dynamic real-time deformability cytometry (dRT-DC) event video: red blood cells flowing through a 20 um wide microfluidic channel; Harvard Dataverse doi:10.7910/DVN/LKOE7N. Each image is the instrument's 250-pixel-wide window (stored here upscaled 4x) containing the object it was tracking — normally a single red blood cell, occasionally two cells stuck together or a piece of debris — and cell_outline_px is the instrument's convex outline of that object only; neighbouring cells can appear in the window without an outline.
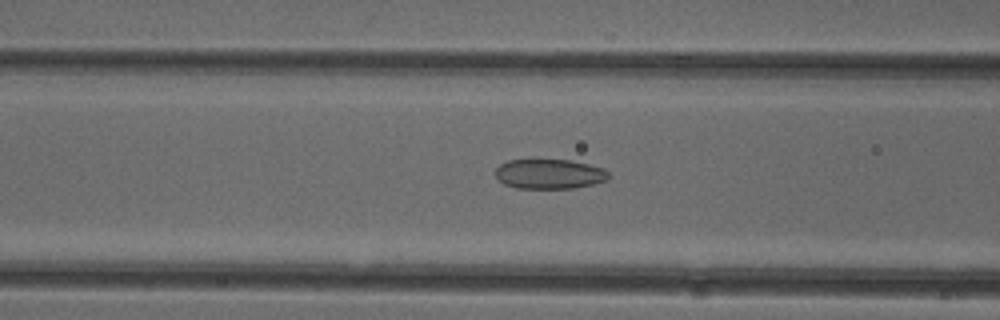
{"species": "common noctule bat (a hibernating species)", "species_latin": "Nyctalus noctula", "temperature_condition": "cold", "stored_images_in_passage": 50, "camera_frame_rate_fps": 3000, "um_per_image_px": 0.085, "animal": {"sex": "female"}, "frame": {"image": 1, "passage_image": 19, "time_ms": 6.0, "image_size_px": [1000, 320], "cell_outline_px": [[608, 180], [592, 184], [572, 188], [516, 188], [504, 184], [496, 176], [496, 168], [500, 164], [508, 160], [572, 160], [604, 168], [608, 172]], "centroid_in_image_um": [46.7, 14.78], "position_along_channel_um": 119.9, "area_um2": 19.54}}
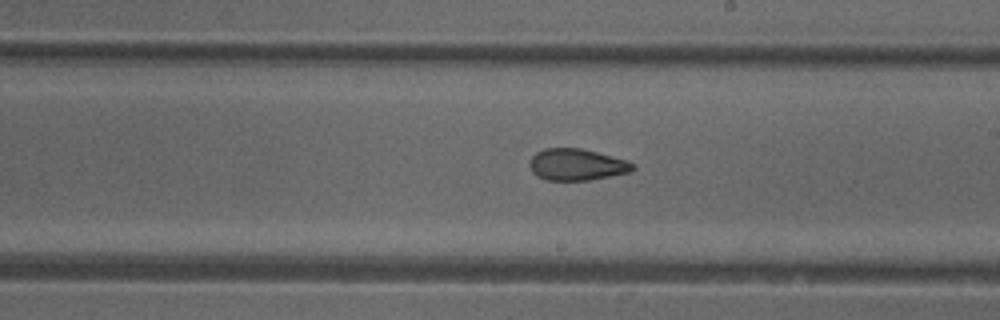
{"frame": {"image": 2, "passage_image": 28, "time_ms": 9.0, "image_size_px": [1000, 320], "cell_outline_px": [[636, 168], [632, 172], [588, 180], [548, 180], [536, 176], [532, 172], [528, 164], [532, 156], [536, 152], [544, 148], [580, 148], [596, 152], [624, 160], [636, 164]], "centroid_in_image_um": [49.0, 13.99], "position_along_channel_um": 240.0, "area_um2": 19.02}}
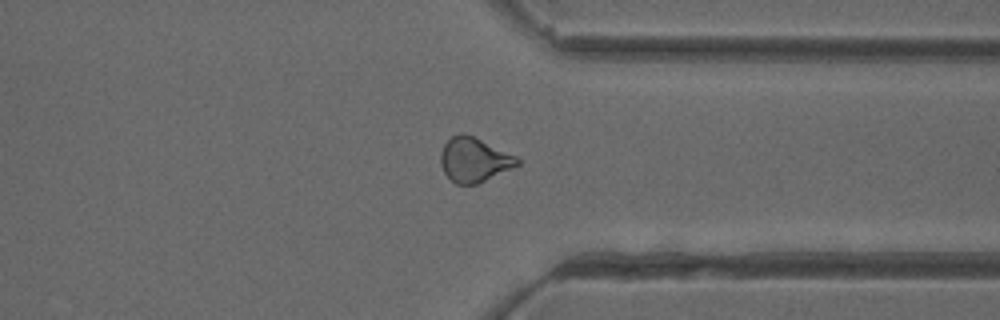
{"frame": {"image": 3, "passage_image": 38, "time_ms": 12.333, "image_size_px": [1000, 320], "cell_outline_px": [[520, 164], [512, 168], [476, 184], [456, 184], [444, 172], [440, 164], [440, 156], [444, 144], [452, 136], [460, 132], [464, 132], [516, 156], [520, 160]], "centroid_in_image_um": [40.28, 13.57], "position_along_channel_um": 371.1, "area_um2": 19.59}, "authors_computed_cell_mechanics": {"area_um2": 20.1144, "velocity_mm_per_s": 3.9948, "shape_relaxation_time_tau1_ms": null, "shape_relaxation_time_tau2_ms": 2.1458, "deformation_change_tau1": null, "deformation_change_tau2": 0.0894}}